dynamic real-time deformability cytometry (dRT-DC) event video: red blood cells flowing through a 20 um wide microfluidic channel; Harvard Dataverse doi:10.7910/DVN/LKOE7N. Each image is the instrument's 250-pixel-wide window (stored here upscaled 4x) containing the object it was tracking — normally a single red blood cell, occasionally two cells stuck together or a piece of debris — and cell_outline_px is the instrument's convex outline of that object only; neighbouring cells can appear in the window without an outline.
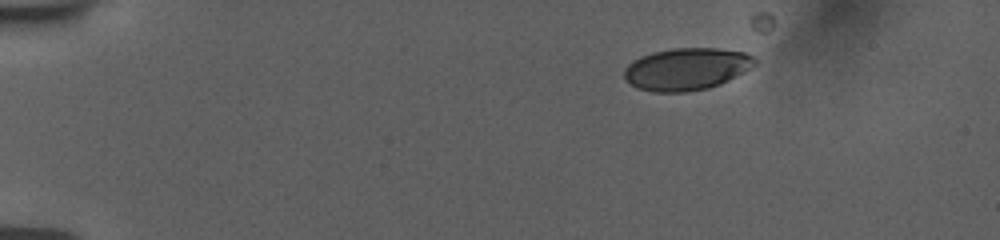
{"species": "human", "species_latin": "Homo sapiens", "temperature_condition": "room temperature", "stored_images_in_passage": 17, "camera_frame_rate_fps": 3000, "um_per_image_px": 0.085, "donor": {"sex": "female"}, "frame": {"image": 1, "passage_image": 1, "time_ms": 0.0, "image_size_px": [1000, 240], "cell_outline_px": [[756, 64], [744, 72], [720, 84], [708, 88], [684, 92], [652, 92], [636, 88], [624, 80], [624, 68], [632, 60], [640, 56], [652, 52], [672, 48], [716, 48], [744, 52], [752, 56], [756, 60]], "centroid_in_image_um": [58.31, 5.87], "position_along_channel_um": 26.7, "area_um2": 32.31}}
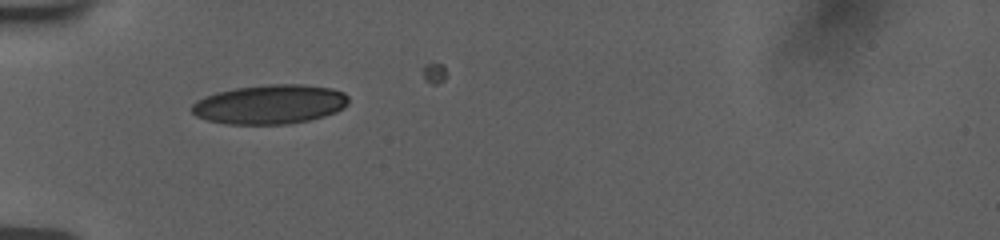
{"frame": {"image": 2, "passage_image": 12, "time_ms": 3.333, "image_size_px": [1000, 240], "cell_outline_px": [[348, 104], [336, 112], [324, 116], [308, 120], [288, 124], [228, 124], [208, 120], [196, 116], [192, 112], [192, 104], [196, 100], [204, 96], [216, 92], [236, 88], [268, 84], [304, 84], [332, 88], [344, 92], [348, 96]], "centroid_in_image_um": [22.95, 8.86], "position_along_channel_um": 62.1, "area_um2": 36.01}}